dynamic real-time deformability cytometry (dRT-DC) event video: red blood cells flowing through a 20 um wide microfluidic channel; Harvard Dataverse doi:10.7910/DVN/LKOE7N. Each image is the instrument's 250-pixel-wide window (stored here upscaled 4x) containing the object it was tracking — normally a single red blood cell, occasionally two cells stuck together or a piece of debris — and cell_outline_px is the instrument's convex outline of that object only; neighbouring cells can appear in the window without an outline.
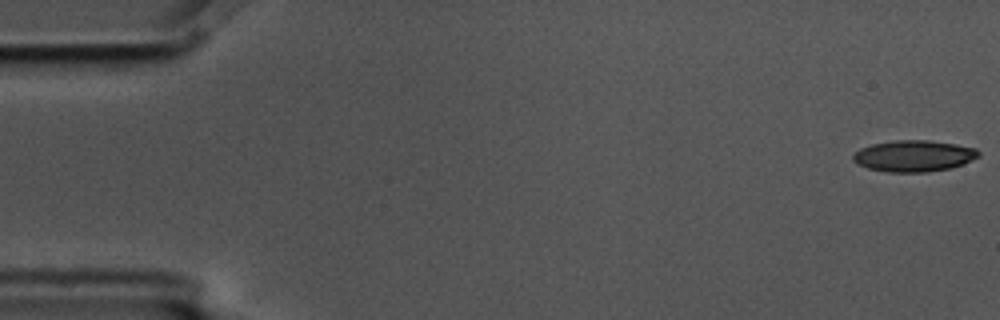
{"species": "common noctule bat (a hibernating species)", "species_latin": "Nyctalus noctula", "temperature_condition": "cold", "stored_images_in_passage": 6, "camera_frame_rate_fps": 3000, "um_per_image_px": 0.085, "animal": {"sex": "male", "body_mass_g": 17.5, "forearm_length_mm": 52.3}, "frame": {"image": 1, "passage_image": 1, "time_ms": 0.0, "image_size_px": [1000, 320], "cell_outline_px": [[980, 156], [964, 164], [952, 168], [924, 172], [888, 172], [868, 168], [856, 164], [852, 160], [852, 156], [860, 148], [872, 144], [892, 140], [928, 140], [956, 144], [976, 148], [980, 152]], "centroid_in_image_um": [77.68, 13.25], "position_along_channel_um": 7.3, "area_um2": 23.12}}